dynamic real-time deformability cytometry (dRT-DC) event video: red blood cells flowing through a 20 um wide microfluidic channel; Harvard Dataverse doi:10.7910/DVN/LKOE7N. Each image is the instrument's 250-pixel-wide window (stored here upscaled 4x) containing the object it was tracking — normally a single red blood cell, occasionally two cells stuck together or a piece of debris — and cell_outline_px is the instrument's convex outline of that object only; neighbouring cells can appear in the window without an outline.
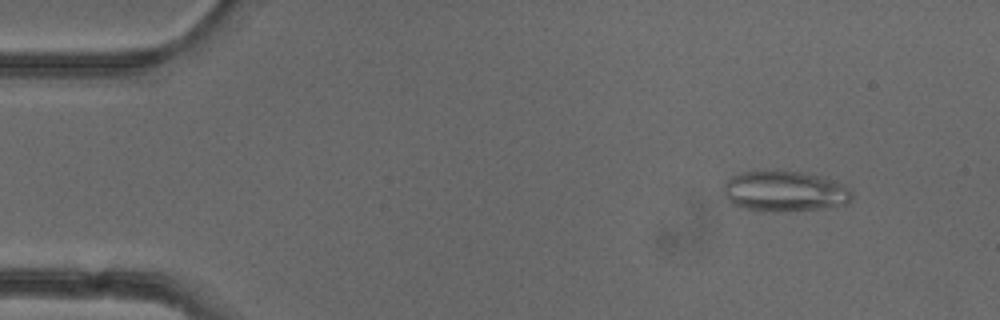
{"species": "common noctule bat (a hibernating species)", "species_latin": "Nyctalus noctula", "temperature_condition": "cold", "stored_images_in_passage": 47, "camera_frame_rate_fps": 3000, "um_per_image_px": 0.085, "animal": {"sex": "female"}, "frame": {"image": 1, "passage_image": 1, "time_ms": 0.0, "image_size_px": [1000, 320], "cell_outline_px": [[852, 200], [848, 204], [816, 208], [776, 212], [748, 208], [732, 204], [724, 196], [724, 184], [732, 176], [744, 172], [776, 168], [800, 172], [820, 176], [844, 184], [852, 188]], "centroid_in_image_um": [66.71, 16.22], "position_along_channel_um": 18.3, "area_um2": 30.63}}
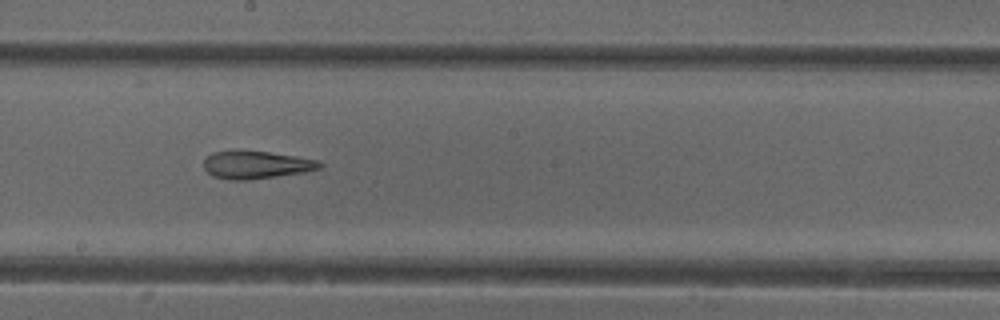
{"frame": {"image": 2, "passage_image": 24, "time_ms": 7.667, "image_size_px": [1000, 320], "cell_outline_px": [[324, 164], [320, 168], [304, 172], [248, 180], [232, 180], [212, 176], [204, 168], [204, 160], [212, 152], [236, 148], [268, 152], [296, 156], [316, 160]], "centroid_in_image_um": [21.72, 13.98], "position_along_channel_um": 226.5, "area_um2": 19.07}}
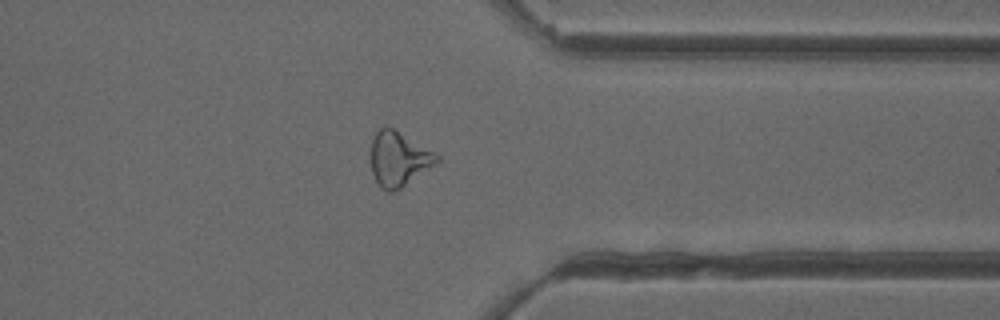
{"frame": {"image": 3, "passage_image": 36, "time_ms": 11.667, "image_size_px": [1000, 320], "cell_outline_px": [[440, 160], [436, 164], [400, 188], [392, 192], [388, 192], [376, 180], [372, 172], [368, 160], [368, 152], [372, 140], [376, 132], [380, 128], [392, 128], [436, 152], [440, 156]], "centroid_in_image_um": [33.86, 13.5], "position_along_channel_um": 377.5, "area_um2": 21.04}, "authors_computed_cell_mechanics": {"area_um2": 21.5594, "velocity_mm_per_s": 3.9395, "shape_relaxation_time_tau1_ms": null, "shape_relaxation_time_tau2_ms": 4.1472, "deformation_change_tau1": null, "deformation_change_tau2": 0.1447}}